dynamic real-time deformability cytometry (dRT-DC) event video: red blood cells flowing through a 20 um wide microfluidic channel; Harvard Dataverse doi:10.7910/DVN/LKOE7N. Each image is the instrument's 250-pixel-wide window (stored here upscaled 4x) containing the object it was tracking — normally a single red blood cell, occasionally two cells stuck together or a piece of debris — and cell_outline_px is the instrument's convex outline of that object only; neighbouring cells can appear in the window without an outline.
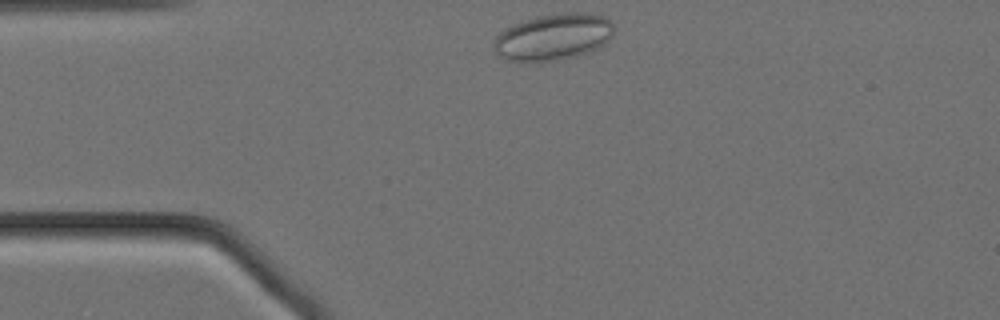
{"species": "Egyptian fruit bat (a non-hibernating species)", "species_latin": "Rousettus aegyptiacus", "temperature_condition": "cold", "stored_images_in_passage": 47, "camera_frame_rate_fps": 3000, "um_per_image_px": 0.085, "animal": {"sex": "female"}, "frame": {"image": 1, "passage_image": 1, "time_ms": 0.0, "image_size_px": [1000, 320], "cell_outline_px": [[616, 28], [612, 36], [604, 44], [588, 52], [576, 56], [552, 60], [520, 64], [508, 60], [500, 56], [496, 52], [492, 44], [496, 36], [500, 32], [512, 24], [524, 20], [540, 16], [568, 12], [588, 12], [604, 16]], "centroid_in_image_um": [47.01, 3.15], "position_along_channel_um": 38.0, "area_um2": 32.89}}
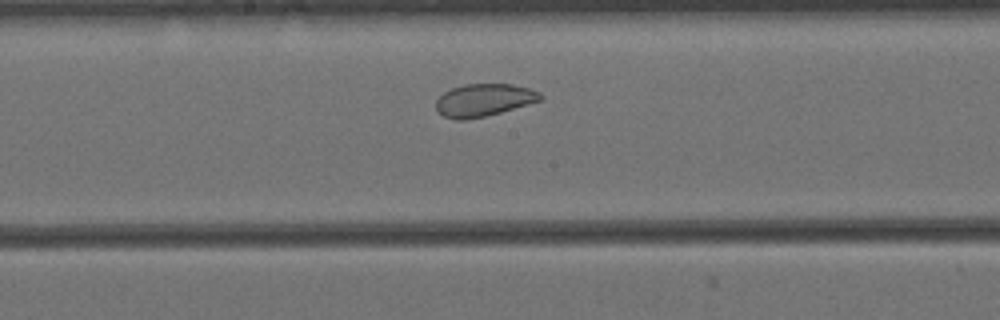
{"frame": {"image": 2, "passage_image": 18, "time_ms": 5.667, "image_size_px": [1000, 320], "cell_outline_px": [[544, 96], [540, 100], [500, 112], [484, 116], [464, 120], [456, 120], [444, 116], [436, 112], [436, 100], [444, 92], [452, 88], [464, 84], [512, 84], [528, 88], [540, 92]], "centroid_in_image_um": [41.09, 8.5], "position_along_channel_um": 207.1, "area_um2": 19.65}}
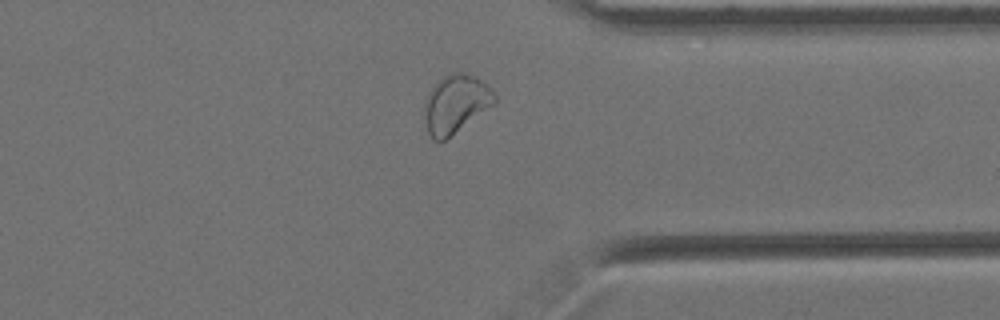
{"frame": {"image": 3, "passage_image": 33, "time_ms": 10.667, "image_size_px": [1000, 320], "cell_outline_px": [[496, 104], [444, 140], [432, 140], [428, 132], [424, 116], [424, 104], [428, 92], [444, 76], [452, 72], [460, 72], [476, 76], [488, 84], [496, 96]], "centroid_in_image_um": [38.76, 8.82], "position_along_channel_um": 372.6, "area_um2": 23.81}, "authors_computed_cell_mechanics": {"area_um2": 23.2356, "velocity_mm_per_s": 3.4178, "shape_relaxation_time_tau1_ms": null, "shape_relaxation_time_tau2_ms": 1.9139, "deformation_change_tau1": null, "deformation_change_tau2": 0.071}}